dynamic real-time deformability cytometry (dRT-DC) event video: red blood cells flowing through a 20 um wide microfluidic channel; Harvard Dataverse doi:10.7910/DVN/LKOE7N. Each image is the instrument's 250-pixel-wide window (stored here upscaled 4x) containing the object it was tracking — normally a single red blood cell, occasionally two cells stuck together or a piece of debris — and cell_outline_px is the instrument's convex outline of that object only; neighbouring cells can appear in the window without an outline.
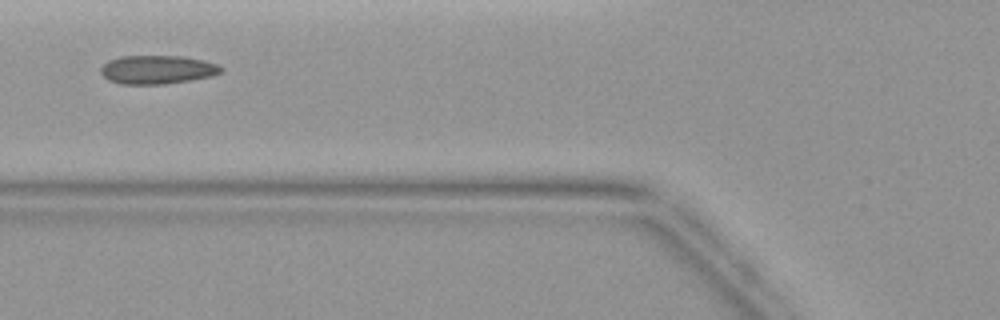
{"species": "common noctule bat (a hibernating species)", "species_latin": "Nyctalus noctula", "temperature_condition": "warm", "stored_images_in_passage": 5, "camera_frame_rate_fps": 3000, "um_per_image_px": 0.085, "animal": {"sex": "female", "body_mass_g": 19.9}, "frame": {"image": 1, "passage_image": 5, "time_ms": 4.667, "image_size_px": [1000, 320], "cell_outline_px": [[224, 72], [212, 76], [192, 80], [164, 84], [120, 84], [108, 80], [100, 72], [100, 68], [108, 60], [120, 56], [180, 56], [204, 60], [220, 64], [224, 68]], "centroid_in_image_um": [13.41, 5.92], "position_along_channel_um": 112.4, "area_um2": 20.35}}